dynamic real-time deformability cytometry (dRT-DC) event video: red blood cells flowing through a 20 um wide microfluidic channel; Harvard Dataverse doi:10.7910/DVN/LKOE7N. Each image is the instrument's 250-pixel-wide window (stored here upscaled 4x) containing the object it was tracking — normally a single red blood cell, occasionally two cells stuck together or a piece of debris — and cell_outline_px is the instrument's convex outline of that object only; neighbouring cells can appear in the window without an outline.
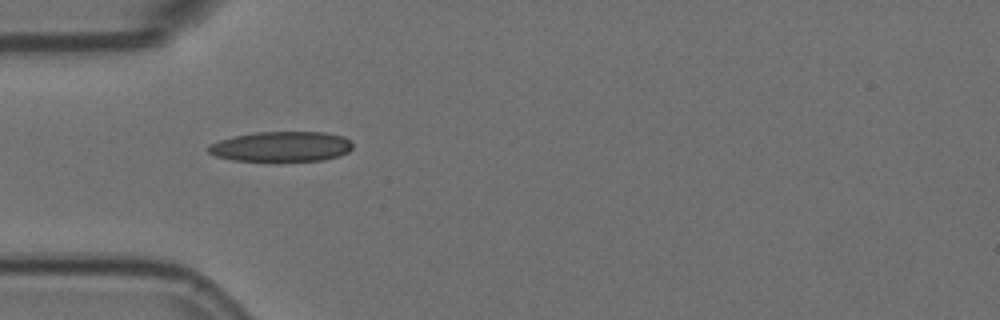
{"species": "Egyptian fruit bat (a non-hibernating species)", "species_latin": "Rousettus aegyptiacus", "temperature_condition": "room temperature", "stored_images_in_passage": 6, "camera_frame_rate_fps": 3000, "um_per_image_px": 0.085, "animal": {"sex": "female"}, "frame": {"image": 1, "passage_image": 5, "time_ms": 1.333, "image_size_px": [1000, 320], "cell_outline_px": [[352, 148], [348, 152], [340, 156], [324, 160], [280, 164], [232, 160], [216, 156], [208, 152], [208, 144], [232, 136], [252, 132], [324, 132], [344, 136], [352, 140]], "centroid_in_image_um": [23.92, 12.5], "position_along_channel_um": 61.1, "area_um2": 26.7}}
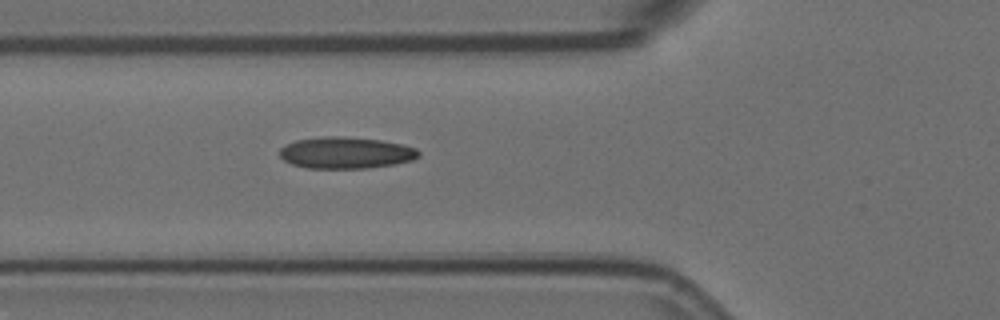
{"frame": {"image": 2, "passage_image": 6, "time_ms": 1.667, "image_size_px": [1000, 320], "cell_outline_px": [[420, 156], [412, 160], [396, 164], [368, 168], [308, 168], [292, 164], [284, 160], [280, 156], [280, 148], [296, 140], [324, 136], [344, 136], [380, 140], [404, 144], [416, 148], [420, 152]], "centroid_in_image_um": [29.43, 12.98], "position_along_channel_um": 96.4, "area_um2": 25.66}}